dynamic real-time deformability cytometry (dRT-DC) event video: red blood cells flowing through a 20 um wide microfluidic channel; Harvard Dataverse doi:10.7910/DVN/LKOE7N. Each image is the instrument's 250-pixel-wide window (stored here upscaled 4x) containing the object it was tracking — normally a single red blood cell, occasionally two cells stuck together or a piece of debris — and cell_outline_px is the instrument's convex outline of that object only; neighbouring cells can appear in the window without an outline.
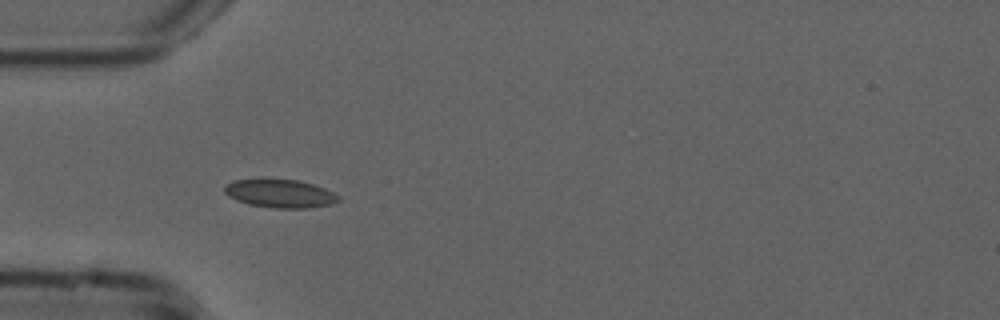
{"species": "common noctule bat (a hibernating species)", "species_latin": "Nyctalus noctula", "temperature_condition": "cold", "stored_images_in_passage": 23, "camera_frame_rate_fps": 3000, "um_per_image_px": 0.085, "animal": {"sex": "male", "forearm_length_mm": 52.5}, "frame": {"image": 1, "passage_image": 1, "time_ms": 0.0, "image_size_px": [1000, 320], "cell_outline_px": [[340, 200], [332, 204], [308, 208], [276, 208], [248, 204], [236, 200], [228, 196], [224, 192], [224, 188], [228, 184], [236, 180], [260, 176], [264, 176], [296, 180], [312, 184], [324, 188], [340, 196]], "centroid_in_image_um": [23.77, 16.41], "position_along_channel_um": 61.2, "area_um2": 19.36}}
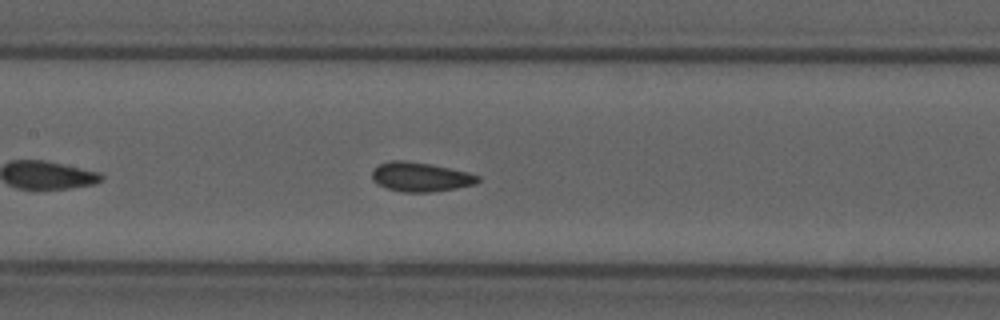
{"frame": {"image": 2, "passage_image": 10, "time_ms": 3.0, "image_size_px": [1000, 320], "cell_outline_px": [[480, 180], [476, 184], [456, 188], [432, 192], [404, 192], [388, 188], [372, 180], [372, 172], [380, 164], [392, 160], [404, 160], [432, 164], [468, 172], [480, 176]], "centroid_in_image_um": [35.79, 15.03], "position_along_channel_um": 171.6, "area_um2": 17.98}}
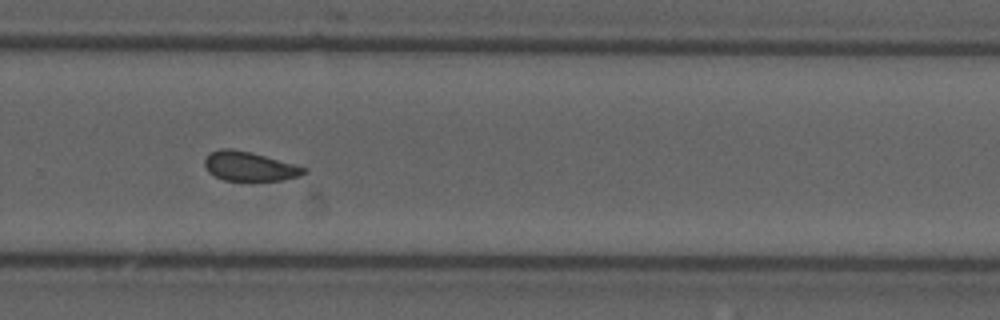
{"frame": {"image": 3, "passage_image": 21, "time_ms": 6.667, "image_size_px": [1000, 320], "cell_outline_px": [[308, 172], [300, 176], [284, 180], [224, 180], [208, 172], [204, 164], [204, 160], [208, 152], [220, 148], [232, 148], [252, 152], [308, 168]], "centroid_in_image_um": [21.2, 14.12], "position_along_channel_um": 308.6, "area_um2": 17.11}}